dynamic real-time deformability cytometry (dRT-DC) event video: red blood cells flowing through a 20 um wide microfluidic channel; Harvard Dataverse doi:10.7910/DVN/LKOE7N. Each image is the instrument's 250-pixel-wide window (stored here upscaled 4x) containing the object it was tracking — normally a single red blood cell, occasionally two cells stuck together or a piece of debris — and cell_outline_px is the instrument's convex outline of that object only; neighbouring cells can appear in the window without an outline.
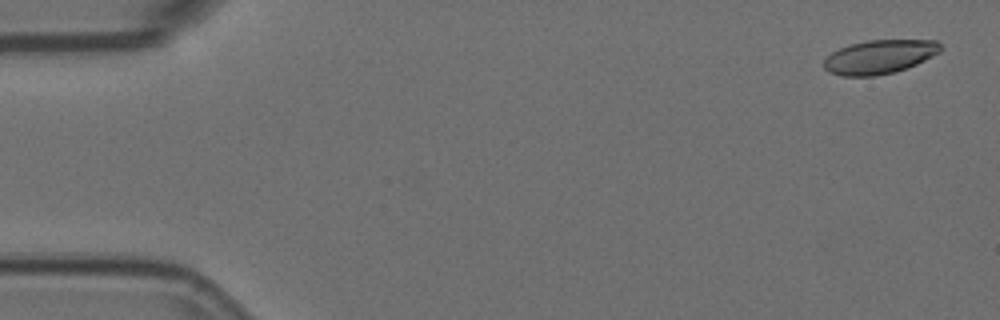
{"species": "Egyptian fruit bat (a non-hibernating species)", "species_latin": "Rousettus aegyptiacus", "temperature_condition": "room temperature", "stored_images_in_passage": 4, "camera_frame_rate_fps": 3000, "um_per_image_px": 0.085, "animal": {"sex": "female"}, "frame": {"image": 1, "passage_image": 1, "time_ms": 0.0, "image_size_px": [1000, 320], "cell_outline_px": [[944, 48], [940, 52], [916, 64], [892, 72], [876, 76], [840, 76], [828, 72], [824, 68], [824, 60], [832, 52], [840, 48], [852, 44], [868, 40], [936, 40]], "centroid_in_image_um": [74.75, 4.83], "position_along_channel_um": 10.2, "area_um2": 22.89}}
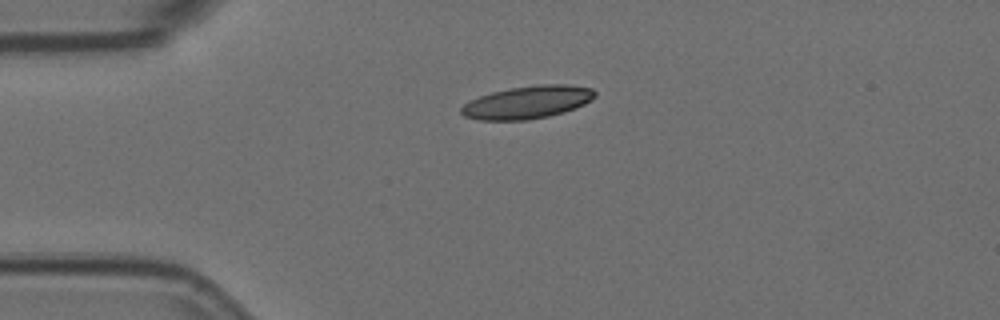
{"frame": {"image": 2, "passage_image": 4, "time_ms": 1.0, "image_size_px": [1000, 320], "cell_outline_px": [[596, 96], [592, 100], [576, 108], [564, 112], [548, 116], [528, 120], [480, 120], [464, 116], [460, 112], [460, 108], [468, 100], [492, 92], [512, 88], [540, 84], [568, 84], [592, 88], [596, 92]], "centroid_in_image_um": [44.85, 8.69], "position_along_channel_um": 40.2, "area_um2": 25.61}}